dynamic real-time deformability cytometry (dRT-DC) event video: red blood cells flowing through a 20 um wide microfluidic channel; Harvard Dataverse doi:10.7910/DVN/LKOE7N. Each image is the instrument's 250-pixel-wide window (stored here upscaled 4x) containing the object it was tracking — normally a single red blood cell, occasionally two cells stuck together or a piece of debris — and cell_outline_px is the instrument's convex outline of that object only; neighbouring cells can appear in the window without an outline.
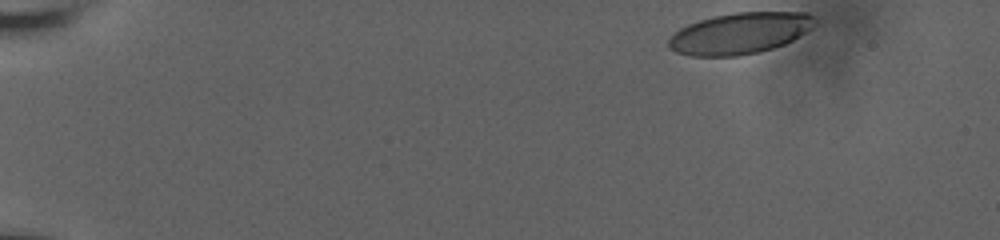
{"species": "human", "species_latin": "Homo sapiens", "temperature_condition": "room temperature", "stored_images_in_passage": 45, "camera_frame_rate_fps": 3000, "um_per_image_px": 0.085, "donor": {"sex": "male"}, "frame": {"image": 1, "passage_image": 1, "time_ms": 0.0, "image_size_px": [1000, 240], "cell_outline_px": [[816, 24], [812, 28], [792, 40], [784, 44], [772, 48], [740, 56], [692, 56], [676, 52], [668, 48], [668, 40], [680, 28], [688, 24], [712, 16], [732, 12], [808, 12], [816, 20]], "centroid_in_image_um": [62.89, 2.82], "position_along_channel_um": 22.1, "area_um2": 35.2}}
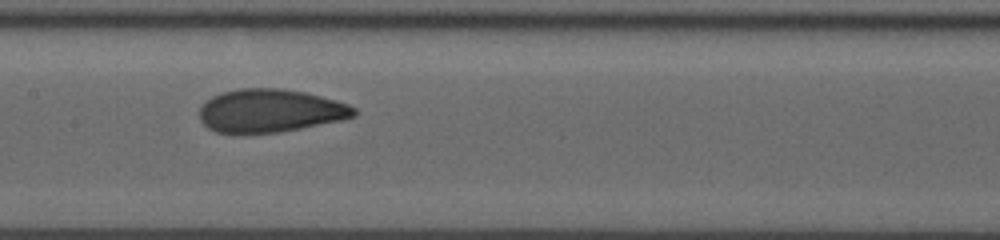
{"frame": {"image": 2, "passage_image": 25, "time_ms": 8.0, "image_size_px": [1000, 240], "cell_outline_px": [[356, 116], [340, 120], [280, 132], [216, 132], [208, 128], [200, 120], [200, 108], [204, 100], [220, 92], [240, 88], [280, 88], [304, 92], [336, 100], [348, 104], [356, 108]], "centroid_in_image_um": [22.94, 9.39], "position_along_channel_um": 184.5, "area_um2": 38.67}}
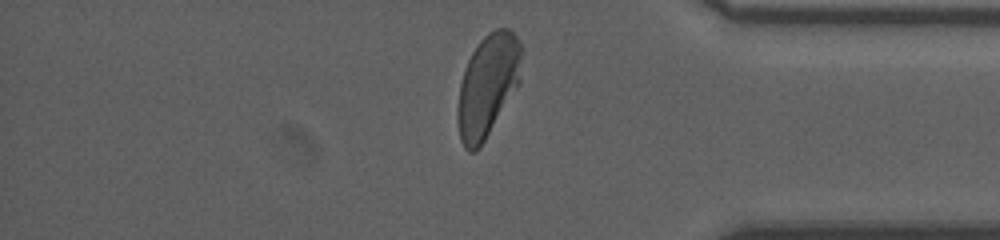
{"frame": {"image": 3, "passage_image": 43, "time_ms": 14.0, "image_size_px": [1000, 240], "cell_outline_px": [[524, 52], [520, 84], [484, 140], [476, 152], [468, 152], [464, 148], [460, 140], [456, 116], [456, 112], [460, 84], [464, 68], [472, 52], [480, 40], [488, 32], [496, 28], [508, 28], [520, 40], [524, 48]], "centroid_in_image_um": [41.48, 7.24], "position_along_channel_um": 393.7, "area_um2": 38.9}, "authors_computed_cell_mechanics": {"area_um2": 38.437, "velocity_mm_per_s": 3.7294, "shape_relaxation_time_tau1_ms": 4.0844, "shape_relaxation_time_tau2_ms": 0.8763, "deformation_change_tau1": 0.17, "deformation_change_tau2": 0.0642}}